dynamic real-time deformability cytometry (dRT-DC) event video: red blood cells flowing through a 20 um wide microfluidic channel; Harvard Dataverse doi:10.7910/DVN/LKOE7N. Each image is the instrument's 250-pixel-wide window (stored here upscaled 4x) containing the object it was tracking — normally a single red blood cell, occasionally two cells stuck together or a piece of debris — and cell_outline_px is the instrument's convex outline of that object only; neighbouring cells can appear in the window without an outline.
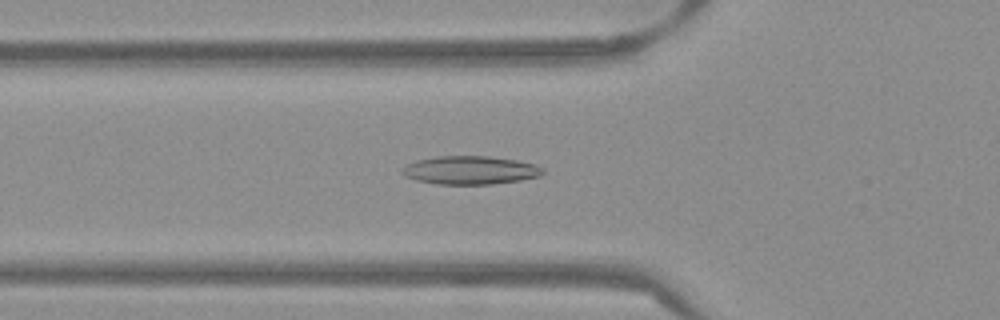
{"species": "Egyptian fruit bat (a non-hibernating species)", "species_latin": "Rousettus aegyptiacus", "temperature_condition": "warm", "stored_images_in_passage": 52, "camera_frame_rate_fps": 3000, "um_per_image_px": 0.085, "frame": {"image": 1, "passage_image": 18, "time_ms": 5.667, "image_size_px": [1000, 320], "cell_outline_px": [[544, 172], [540, 176], [520, 180], [492, 184], [436, 184], [416, 180], [404, 176], [400, 172], [400, 168], [416, 160], [436, 156], [488, 156], [516, 160], [536, 164], [544, 168]], "centroid_in_image_um": [39.95, 14.46], "position_along_channel_um": 85.8, "area_um2": 23.41}}
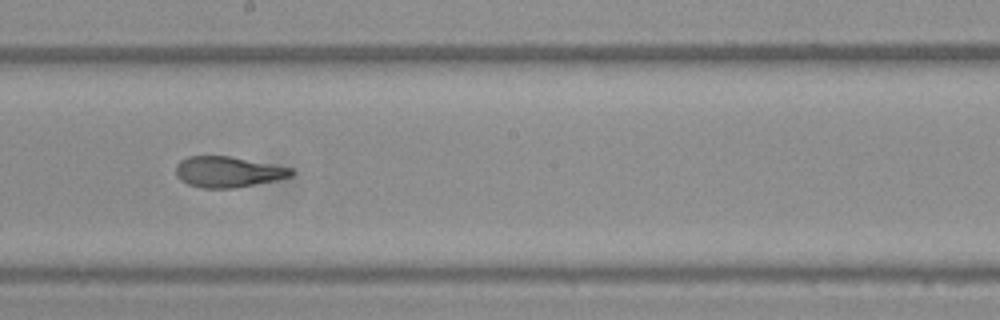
{"frame": {"image": 2, "passage_image": 29, "time_ms": 9.333, "image_size_px": [1000, 320], "cell_outline_px": [[296, 172], [292, 176], [276, 180], [236, 188], [204, 188], [188, 184], [180, 180], [176, 176], [176, 164], [180, 160], [188, 156], [228, 156], [292, 168]], "centroid_in_image_um": [19.37, 14.61], "position_along_channel_um": 228.8, "area_um2": 20.69}}
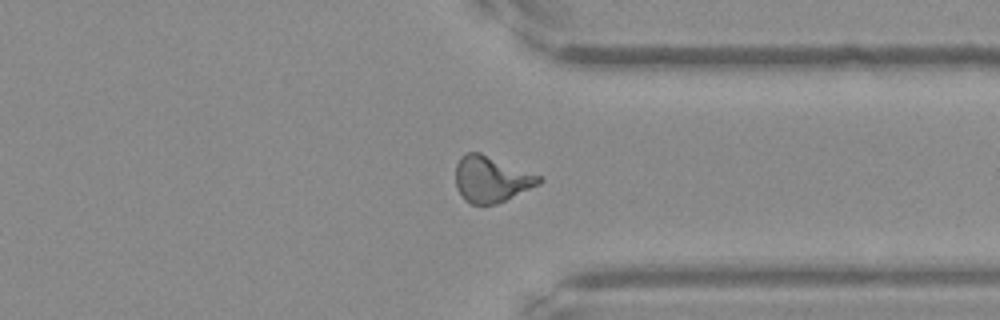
{"frame": {"image": 3, "passage_image": 40, "time_ms": 13.0, "image_size_px": [1000, 320], "cell_outline_px": [[544, 180], [540, 184], [496, 204], [472, 204], [464, 200], [456, 188], [456, 164], [460, 156], [468, 152], [480, 152], [540, 176]], "centroid_in_image_um": [41.73, 15.23], "position_along_channel_um": 369.7, "area_um2": 22.25}, "authors_computed_cell_mechanics": {"area_um2": 21.8773, "velocity_mm_per_s": 3.879, "shape_relaxation_time_tau1_ms": null, "shape_relaxation_time_tau2_ms": 1.648, "deformation_change_tau1": null, "deformation_change_tau2": 0.1007}}